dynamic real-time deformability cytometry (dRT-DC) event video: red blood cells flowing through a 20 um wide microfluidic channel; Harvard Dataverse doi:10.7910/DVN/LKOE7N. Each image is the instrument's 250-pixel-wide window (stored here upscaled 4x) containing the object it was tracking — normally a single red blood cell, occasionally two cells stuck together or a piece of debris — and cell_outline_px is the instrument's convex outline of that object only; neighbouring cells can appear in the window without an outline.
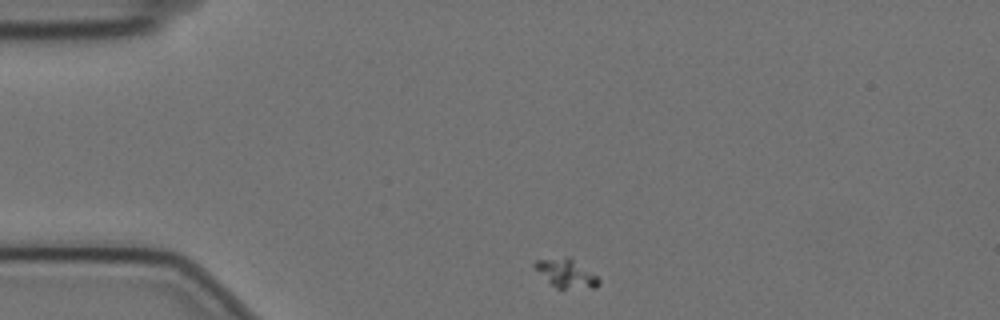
{"species": "Egyptian fruit bat (a non-hibernating species)", "species_latin": "Rousettus aegyptiacus", "temperature_condition": "cold", "stored_images_in_passage": 42, "camera_frame_rate_fps": 3000, "um_per_image_px": 0.085, "animal": {"sex": "female"}, "frame": {"image": 1, "passage_image": 1, "time_ms": 0.0, "image_size_px": [1000, 320], "cell_outline_px": [[600, 284], [596, 288], [556, 288], [532, 264], [536, 260], [568, 256], [596, 276], [600, 280]], "centroid_in_image_um": [48.15, 23.23], "position_along_channel_um": 36.9, "area_um2": 10.29}}
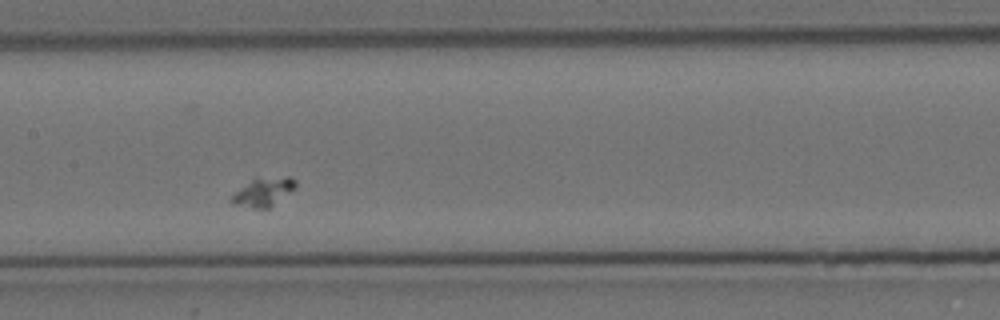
{"frame": {"image": 2, "passage_image": 18, "time_ms": 5.667, "image_size_px": [1000, 320], "cell_outline_px": [[296, 188], [268, 208], [252, 208], [232, 204], [228, 200], [236, 192], [252, 180], [288, 176], [292, 176], [296, 180]], "centroid_in_image_um": [22.41, 16.34], "position_along_channel_um": 185.0, "area_um2": 10.35}}
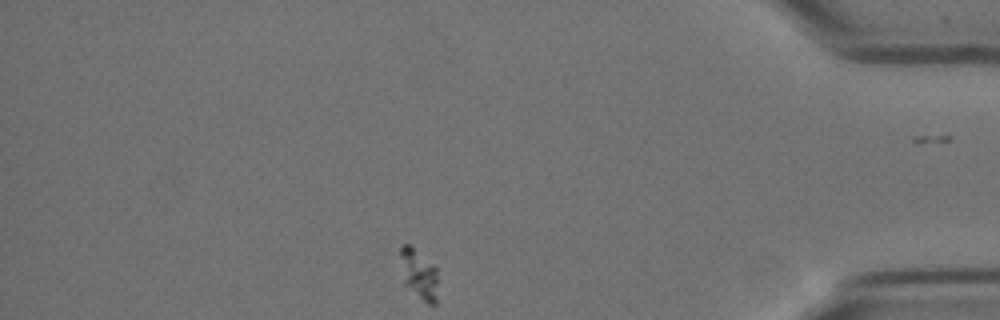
{"frame": {"image": 3, "passage_image": 41, "time_ms": 13.333, "image_size_px": [1000, 320], "cell_outline_px": [[436, 304], [428, 304], [404, 284], [400, 252], [400, 248], [404, 244], [412, 244], [436, 268]], "centroid_in_image_um": [35.59, 23.26], "position_along_channel_um": 399.6, "area_um2": 10.69}}